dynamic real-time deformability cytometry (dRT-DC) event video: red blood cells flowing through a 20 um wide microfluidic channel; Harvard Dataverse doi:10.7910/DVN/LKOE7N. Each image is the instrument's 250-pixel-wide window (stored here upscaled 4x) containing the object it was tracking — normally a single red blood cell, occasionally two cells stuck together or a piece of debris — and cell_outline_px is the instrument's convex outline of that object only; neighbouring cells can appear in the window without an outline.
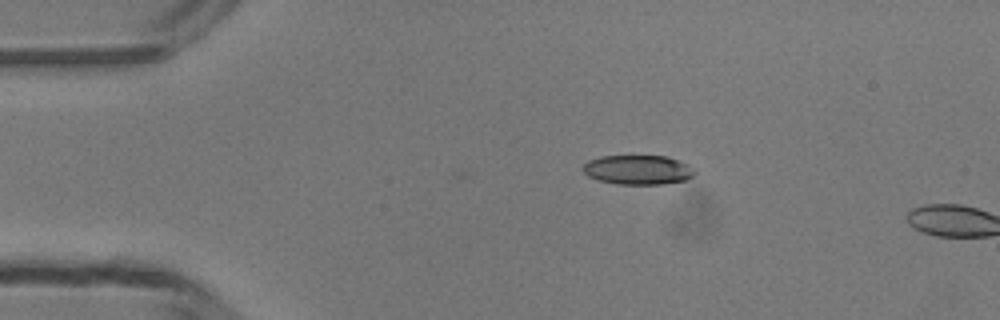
{"species": "common noctule bat (a hibernating species)", "species_latin": "Nyctalus noctula", "temperature_condition": "room temperature", "stored_images_in_passage": 2, "camera_frame_rate_fps": 3000, "um_per_image_px": 0.085, "animal": {"sex": "male", "body_mass_g": 13.3}, "frame": {"image": 1, "passage_image": 2, "time_ms": 0.333, "image_size_px": [1000, 320], "cell_outline_px": [[696, 172], [692, 176], [684, 180], [664, 184], [616, 184], [596, 180], [588, 176], [580, 168], [588, 160], [600, 156], [664, 156], [688, 164]], "centroid_in_image_um": [54.17, 14.44], "position_along_channel_um": 30.8, "area_um2": 19.19}}